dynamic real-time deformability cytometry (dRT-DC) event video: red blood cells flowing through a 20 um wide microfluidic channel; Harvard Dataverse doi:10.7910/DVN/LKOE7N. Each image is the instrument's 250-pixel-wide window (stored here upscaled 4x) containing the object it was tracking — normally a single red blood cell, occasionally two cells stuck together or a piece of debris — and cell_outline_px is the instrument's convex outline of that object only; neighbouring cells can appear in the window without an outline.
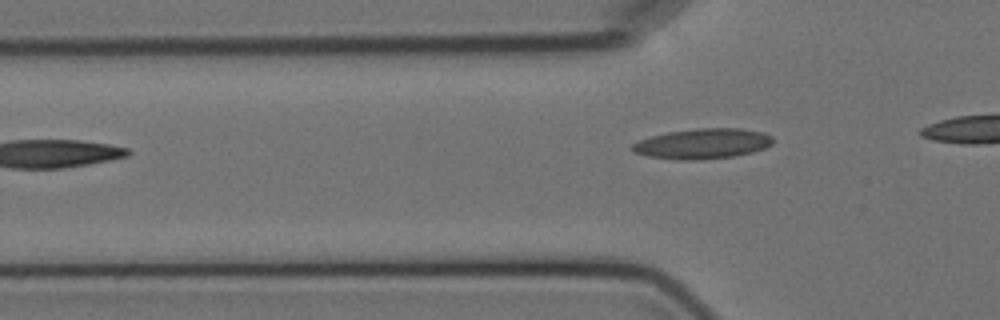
{"species": "Egyptian fruit bat (a non-hibernating species)", "species_latin": "Rousettus aegyptiacus", "temperature_condition": "cold", "stored_images_in_passage": 2, "camera_frame_rate_fps": 3000, "um_per_image_px": 0.085, "animal": {"sex": "female"}, "frame": {"image": 1, "passage_image": 2, "time_ms": 1.333, "image_size_px": [1000, 320], "cell_outline_px": [[772, 144], [764, 148], [752, 152], [736, 156], [696, 160], [680, 160], [648, 156], [636, 152], [632, 148], [632, 144], [640, 140], [652, 136], [668, 132], [696, 128], [740, 128], [764, 132], [772, 136]], "centroid_in_image_um": [59.76, 12.21], "position_along_channel_um": 66.0, "area_um2": 24.68}}